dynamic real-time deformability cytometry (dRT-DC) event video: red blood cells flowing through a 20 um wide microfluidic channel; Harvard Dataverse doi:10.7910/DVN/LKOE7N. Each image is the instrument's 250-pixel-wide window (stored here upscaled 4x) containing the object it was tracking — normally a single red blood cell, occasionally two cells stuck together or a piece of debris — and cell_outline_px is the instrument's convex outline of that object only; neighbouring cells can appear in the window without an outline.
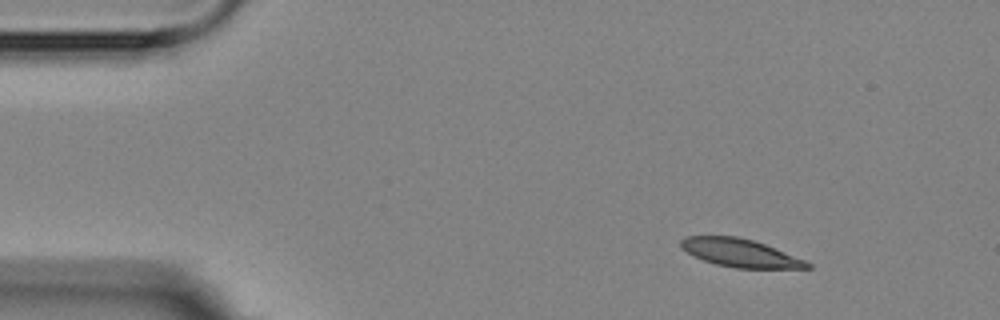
{"species": "Egyptian fruit bat (a non-hibernating species)", "species_latin": "Rousettus aegyptiacus", "temperature_condition": "room temperature", "stored_images_in_passage": 5, "camera_frame_rate_fps": 3000, "um_per_image_px": 0.085, "animal": {"sex": "female"}, "frame": {"image": 1, "passage_image": 1, "time_ms": 0.0, "image_size_px": [1000, 320], "cell_outline_px": [[812, 268], [736, 268], [716, 264], [704, 260], [680, 248], [680, 240], [684, 236], [736, 236], [752, 240], [764, 244], [804, 260], [812, 264]], "centroid_in_image_um": [62.88, 21.49], "position_along_channel_um": 22.1, "area_um2": 20.35}}
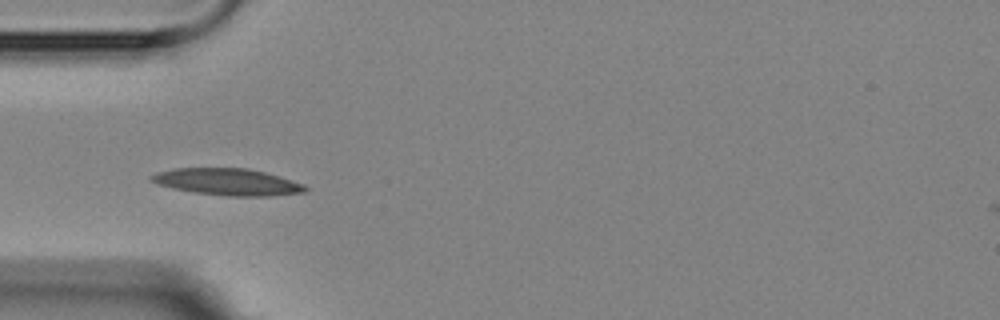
{"frame": {"image": 2, "passage_image": 4, "time_ms": 3.333, "image_size_px": [1000, 320], "cell_outline_px": [[308, 192], [272, 196], [228, 196], [192, 192], [172, 188], [156, 184], [148, 180], [148, 176], [156, 172], [172, 168], [248, 168], [280, 176], [304, 184], [308, 188]], "centroid_in_image_um": [19.32, 15.46], "position_along_channel_um": 65.7, "area_um2": 24.39}}
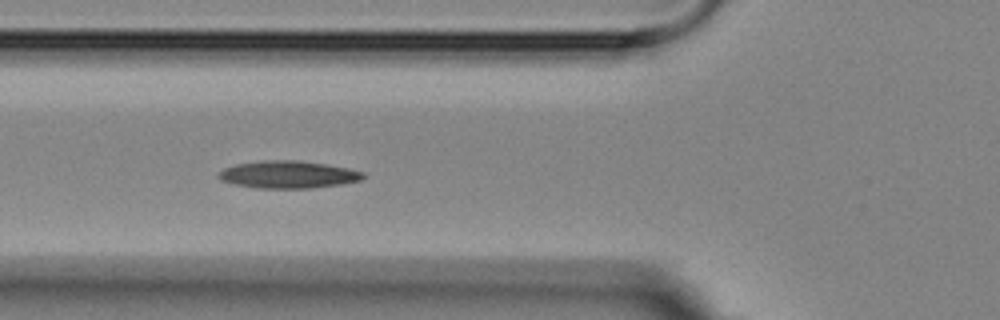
{"frame": {"image": 3, "passage_image": 5, "time_ms": 4.333, "image_size_px": [1000, 320], "cell_outline_px": [[364, 176], [360, 180], [340, 184], [312, 188], [256, 188], [236, 184], [220, 180], [216, 176], [224, 168], [236, 164], [260, 160], [296, 160], [324, 164], [348, 168], [364, 172]], "centroid_in_image_um": [24.46, 14.83], "position_along_channel_um": 101.3, "area_um2": 22.95}}